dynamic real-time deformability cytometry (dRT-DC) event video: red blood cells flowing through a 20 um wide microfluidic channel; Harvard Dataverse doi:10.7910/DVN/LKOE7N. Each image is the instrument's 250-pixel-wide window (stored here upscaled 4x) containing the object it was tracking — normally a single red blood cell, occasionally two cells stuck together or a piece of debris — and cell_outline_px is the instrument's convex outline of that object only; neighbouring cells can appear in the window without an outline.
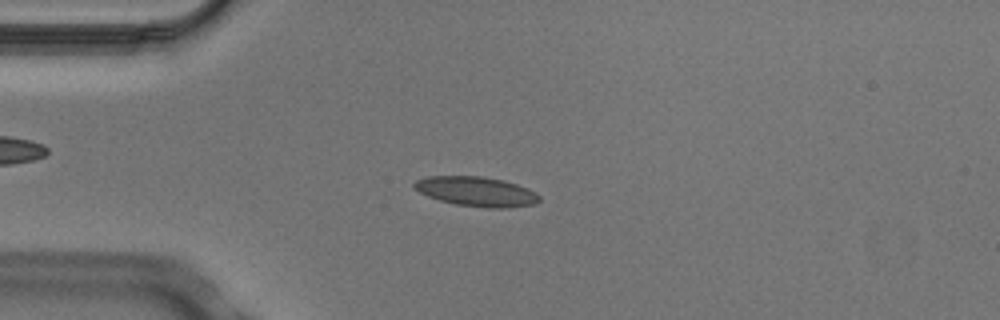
{"species": "Egyptian fruit bat (a non-hibernating species)", "species_latin": "Rousettus aegyptiacus", "temperature_condition": "cold", "stored_images_in_passage": 3, "camera_frame_rate_fps": 3000, "um_per_image_px": 0.085, "animal": {"sex": "male"}, "frame": {"image": 1, "passage_image": 3, "time_ms": 0.667, "image_size_px": [1000, 320], "cell_outline_px": [[540, 200], [536, 204], [504, 208], [488, 208], [456, 204], [440, 200], [428, 196], [412, 188], [412, 184], [416, 180], [428, 176], [480, 176], [504, 180], [528, 188], [536, 192], [540, 196]], "centroid_in_image_um": [40.5, 16.27], "position_along_channel_um": 44.5, "area_um2": 21.68}}